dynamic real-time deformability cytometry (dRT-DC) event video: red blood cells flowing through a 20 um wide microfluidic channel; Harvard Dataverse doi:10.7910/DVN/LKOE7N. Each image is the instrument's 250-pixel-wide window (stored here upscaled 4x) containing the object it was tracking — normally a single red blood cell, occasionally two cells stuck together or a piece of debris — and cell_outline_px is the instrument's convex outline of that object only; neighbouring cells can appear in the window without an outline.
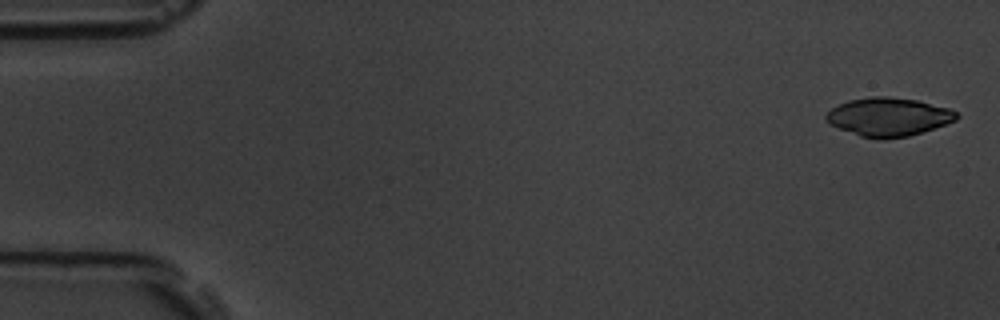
{"species": "common noctule bat (a hibernating species)", "species_latin": "Nyctalus noctula", "temperature_condition": "room temperature", "stored_images_in_passage": 5, "camera_frame_rate_fps": 3000, "um_per_image_px": 0.085, "animal": {"sex": "male", "body_mass_g": 19.5, "forearm_length_mm": 54.6}, "frame": {"image": 1, "passage_image": 1, "time_ms": 0.0, "image_size_px": [1000, 320], "cell_outline_px": [[960, 116], [956, 120], [908, 136], [880, 140], [860, 136], [828, 124], [824, 120], [824, 116], [832, 108], [848, 100], [872, 96], [888, 96], [916, 100], [948, 108], [956, 112]], "centroid_in_image_um": [75.47, 9.93], "position_along_channel_um": 9.5, "area_um2": 29.13}}